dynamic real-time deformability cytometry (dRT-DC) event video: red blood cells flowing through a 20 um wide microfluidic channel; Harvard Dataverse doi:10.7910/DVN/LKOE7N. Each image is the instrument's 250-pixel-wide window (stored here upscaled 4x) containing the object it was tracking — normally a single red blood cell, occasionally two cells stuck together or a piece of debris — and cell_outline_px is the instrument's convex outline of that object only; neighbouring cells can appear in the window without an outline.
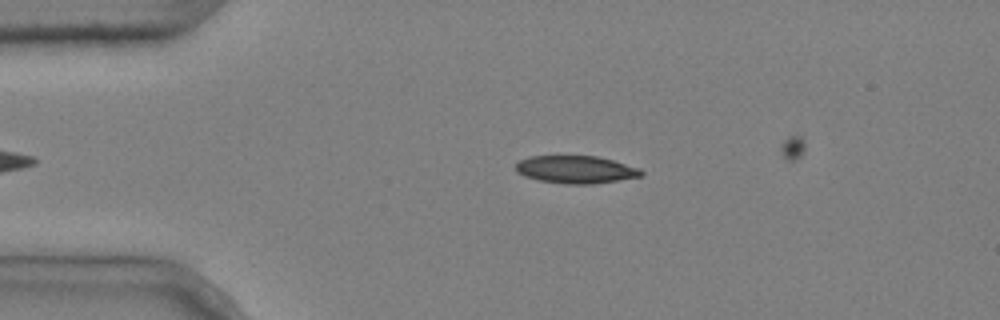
{"species": "common noctule bat (a hibernating species)", "species_latin": "Nyctalus noctula", "temperature_condition": "cold", "stored_images_in_passage": 3, "camera_frame_rate_fps": 3000, "um_per_image_px": 0.085, "animal": {"sex": "male", "body_mass_g": 20.4}, "frame": {"image": 1, "passage_image": 1, "time_ms": 0.0, "image_size_px": [1000, 320], "cell_outline_px": [[644, 176], [592, 184], [564, 184], [540, 180], [524, 176], [516, 172], [516, 164], [520, 160], [528, 156], [596, 156], [612, 160], [640, 168], [644, 172]], "centroid_in_image_um": [48.95, 14.41], "position_along_channel_um": 36.0, "area_um2": 20.23}}